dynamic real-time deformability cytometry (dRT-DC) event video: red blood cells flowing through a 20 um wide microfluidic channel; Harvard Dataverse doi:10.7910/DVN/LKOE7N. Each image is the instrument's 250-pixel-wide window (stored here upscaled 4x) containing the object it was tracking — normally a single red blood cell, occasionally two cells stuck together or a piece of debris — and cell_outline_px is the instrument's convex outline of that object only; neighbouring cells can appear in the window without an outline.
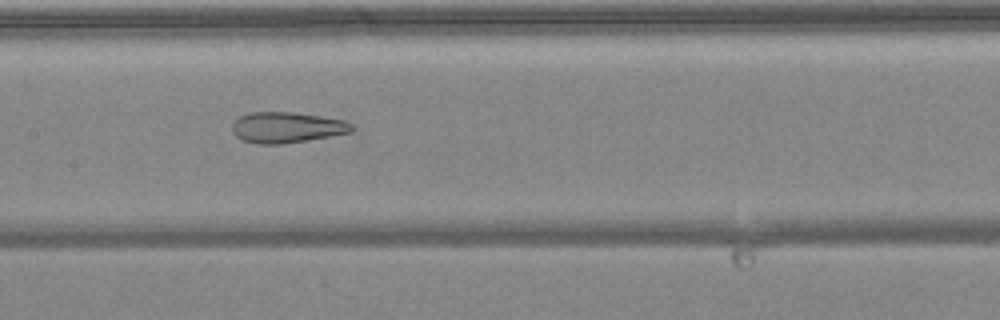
{"species": "common noctule bat (a hibernating species)", "species_latin": "Nyctalus noctula", "temperature_condition": "warm", "stored_images_in_passage": 50, "camera_frame_rate_fps": 3000, "um_per_image_px": 0.085, "animal": {"sex": "female", "body_mass_g": 24.6, "forearm_length_mm": 56.2}, "frame": {"image": 1, "passage_image": 24, "time_ms": 7.667, "image_size_px": [1000, 320], "cell_outline_px": [[356, 128], [352, 132], [280, 144], [256, 144], [240, 140], [232, 132], [232, 124], [240, 116], [252, 112], [296, 112], [344, 120], [352, 124]], "centroid_in_image_um": [24.36, 10.83], "position_along_channel_um": 183.0, "area_um2": 21.44}}
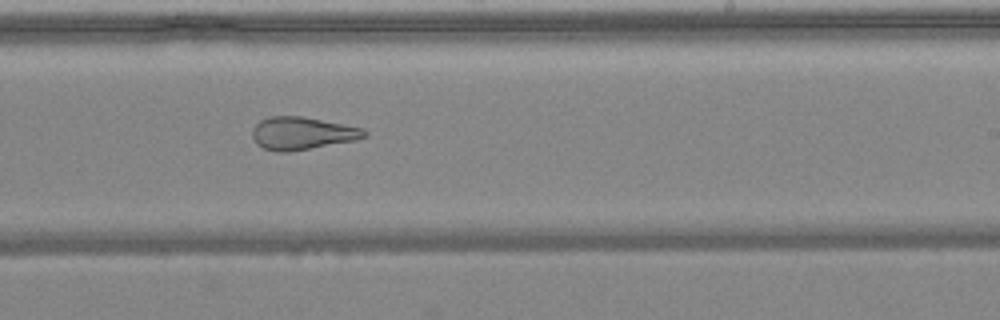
{"frame": {"image": 2, "passage_image": 30, "time_ms": 9.667, "image_size_px": [1000, 320], "cell_outline_px": [[368, 136], [356, 140], [288, 152], [276, 152], [264, 148], [256, 144], [252, 136], [252, 128], [260, 120], [268, 116], [304, 116], [364, 128], [368, 132]], "centroid_in_image_um": [25.69, 11.32], "position_along_channel_um": 263.3, "area_um2": 21.56}}
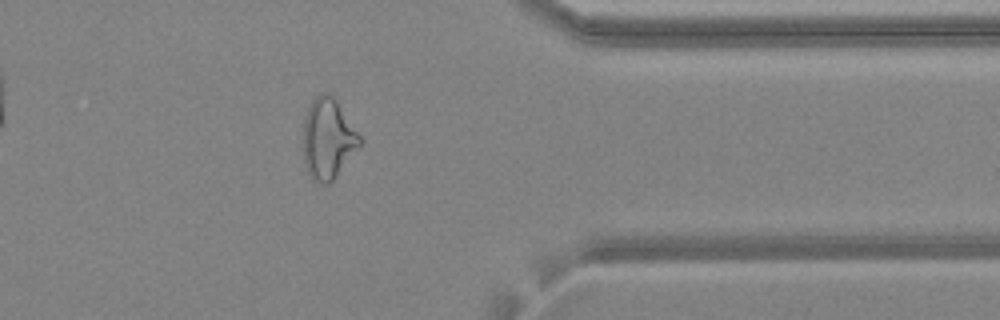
{"frame": {"image": 3, "passage_image": 40, "time_ms": 13.0, "image_size_px": [1000, 320], "cell_outline_px": [[360, 144], [336, 176], [328, 184], [320, 184], [312, 180], [304, 164], [304, 120], [308, 108], [312, 100], [320, 92], [328, 92], [336, 100], [360, 136]], "centroid_in_image_um": [27.84, 11.79], "position_along_channel_um": 383.6, "area_um2": 26.07}, "authors_computed_cell_mechanics": {"area_um2": 27.4261, "velocity_mm_per_s": 4.0266, "shape_relaxation_time_tau1_ms": null, "shape_relaxation_time_tau2_ms": 1.7729, "deformation_change_tau1": null, "deformation_change_tau2": 0.1062}}